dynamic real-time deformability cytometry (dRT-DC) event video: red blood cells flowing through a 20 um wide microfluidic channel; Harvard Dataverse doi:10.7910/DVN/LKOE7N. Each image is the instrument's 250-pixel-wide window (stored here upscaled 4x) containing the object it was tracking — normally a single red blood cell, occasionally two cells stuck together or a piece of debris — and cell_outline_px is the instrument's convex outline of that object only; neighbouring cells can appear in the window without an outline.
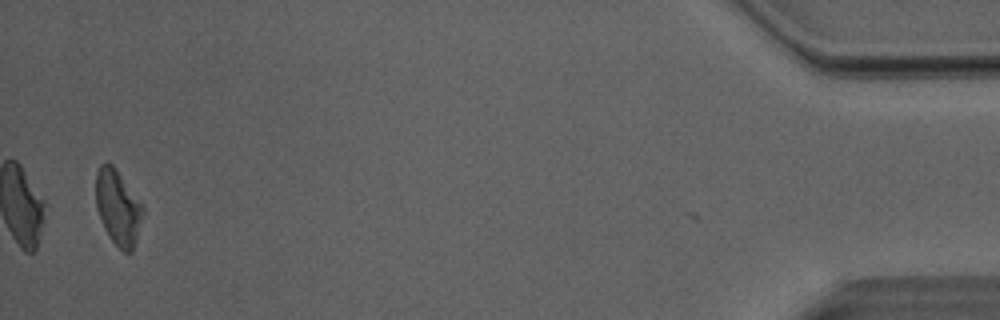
{"species": "Egyptian fruit bat (a non-hibernating species)", "species_latin": "Rousettus aegyptiacus", "temperature_condition": "room temperature", "stored_images_in_passage": 36, "camera_frame_rate_fps": 3000, "um_per_image_px": 0.085, "animal": {"sex": "male"}, "frame": {"image": 1, "passage_image": 35, "time_ms": 11.333, "image_size_px": [1000, 320], "cell_outline_px": [[144, 212], [136, 240], [132, 252], [124, 252], [112, 240], [104, 228], [96, 208], [96, 172], [100, 164], [112, 164], [116, 168], [144, 204]], "centroid_in_image_um": [10.05, 17.61], "position_along_channel_um": 425.2, "area_um2": 20.69}, "authors_computed_cell_mechanics": {"area_um2": 20.7213, "velocity_mm_per_s": 4.0451, "shape_relaxation_time_tau1_ms": 6.7943, "shape_relaxation_time_tau2_ms": 3.5771, "deformation_change_tau1": 0.1923, "deformation_change_tau2": 0.1286}}